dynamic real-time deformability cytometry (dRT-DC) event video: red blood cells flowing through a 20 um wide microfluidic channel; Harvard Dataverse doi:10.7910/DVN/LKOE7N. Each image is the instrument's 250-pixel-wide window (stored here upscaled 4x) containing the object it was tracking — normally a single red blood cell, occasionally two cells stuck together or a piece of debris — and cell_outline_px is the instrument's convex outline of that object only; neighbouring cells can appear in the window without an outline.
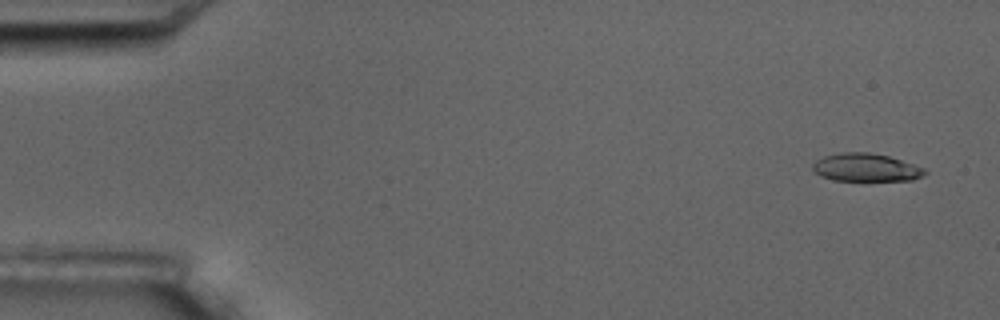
{"species": "common noctule bat (a hibernating species)", "species_latin": "Nyctalus noctula", "temperature_condition": "room temperature", "stored_images_in_passage": 5, "camera_frame_rate_fps": 3000, "um_per_image_px": 0.085, "animal": {"sex": "male", "body_mass_g": 17.5, "forearm_length_mm": 52.3}, "frame": {"image": 1, "passage_image": 1, "time_ms": 0.0, "image_size_px": [1000, 320], "cell_outline_px": [[928, 172], [924, 176], [912, 180], [832, 180], [820, 176], [812, 168], [812, 164], [816, 160], [824, 156], [840, 152], [868, 152], [888, 156], [924, 168]], "centroid_in_image_um": [73.59, 14.23], "position_along_channel_um": 11.4, "area_um2": 18.21}}